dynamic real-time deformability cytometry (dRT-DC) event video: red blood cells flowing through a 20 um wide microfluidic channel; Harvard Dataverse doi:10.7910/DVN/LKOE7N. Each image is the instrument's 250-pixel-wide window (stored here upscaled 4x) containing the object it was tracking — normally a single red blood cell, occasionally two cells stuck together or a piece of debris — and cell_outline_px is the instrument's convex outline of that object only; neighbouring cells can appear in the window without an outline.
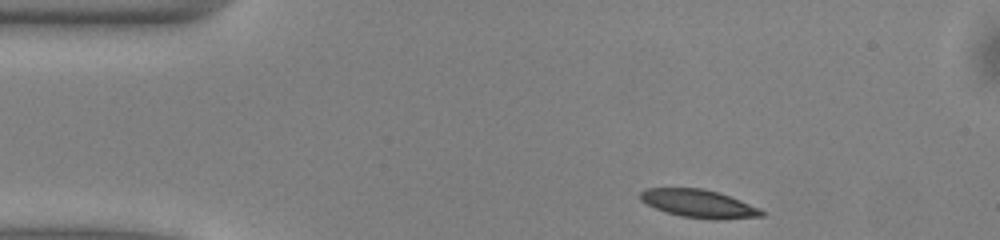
{"species": "common noctule bat (a hibernating species)", "species_latin": "Nyctalus noctula", "temperature_condition": "warm", "stored_images_in_passage": 44, "camera_frame_rate_fps": 3000, "um_per_image_px": 0.085, "animal": {"sex": "male", "body_mass_g": 13.0, "forearm_length_mm": 53.1}, "frame": {"image": 1, "passage_image": 1, "time_ms": 0.0, "image_size_px": [1000, 240], "cell_outline_px": [[764, 216], [716, 220], [680, 216], [656, 208], [640, 200], [640, 192], [644, 188], [700, 188], [716, 192], [740, 200], [760, 208], [764, 212]], "centroid_in_image_um": [59.39, 17.31], "position_along_channel_um": 25.6, "area_um2": 19.59}}
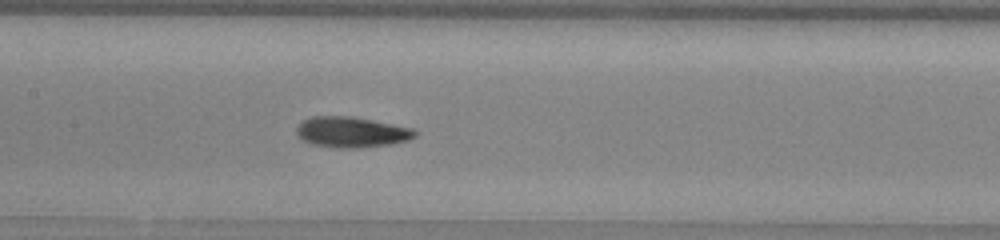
{"frame": {"image": 2, "passage_image": 17, "time_ms": 5.333, "image_size_px": [1000, 240], "cell_outline_px": [[416, 136], [408, 140], [388, 144], [352, 148], [336, 148], [312, 144], [304, 140], [296, 132], [296, 128], [304, 120], [312, 116], [352, 116], [412, 128], [416, 132]], "centroid_in_image_um": [29.86, 11.22], "position_along_channel_um": 177.5, "area_um2": 20.81}}
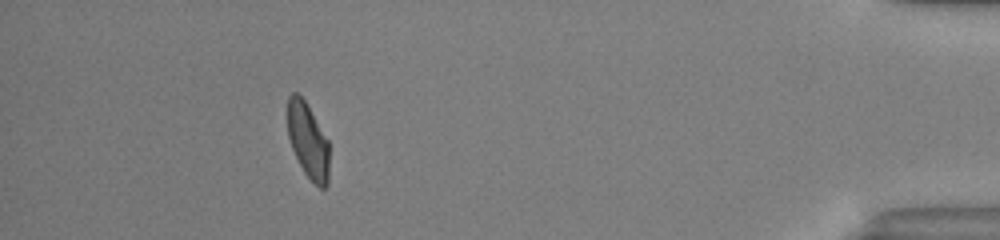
{"frame": {"image": 3, "passage_image": 39, "time_ms": 12.667, "image_size_px": [1000, 240], "cell_outline_px": [[328, 184], [324, 188], [320, 188], [304, 172], [292, 148], [288, 136], [288, 96], [292, 92], [296, 92], [304, 100], [328, 140]], "centroid_in_image_um": [26.17, 11.95], "position_along_channel_um": 409.0, "area_um2": 17.86}, "authors_computed_cell_mechanics": {"area_um2": 19.941, "velocity_mm_per_s": 4.0144, "shape_relaxation_time_tau1_ms": 3.6178, "shape_relaxation_time_tau2_ms": 3.0408, "deformation_change_tau1": 0.1504, "deformation_change_tau2": 0.0946}}